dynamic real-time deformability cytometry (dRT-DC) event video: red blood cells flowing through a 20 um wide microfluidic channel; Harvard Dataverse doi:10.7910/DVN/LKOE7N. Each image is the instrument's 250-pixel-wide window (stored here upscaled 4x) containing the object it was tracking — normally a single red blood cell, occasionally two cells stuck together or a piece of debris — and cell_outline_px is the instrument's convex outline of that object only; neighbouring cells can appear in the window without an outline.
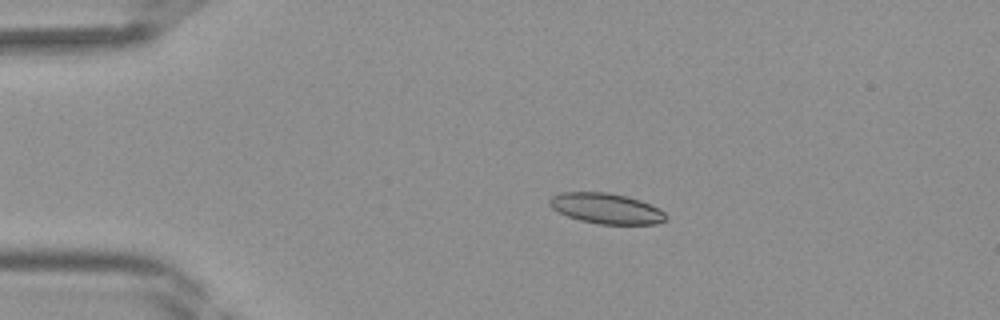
{"species": "Egyptian fruit bat (a non-hibernating species)", "species_latin": "Rousettus aegyptiacus", "temperature_condition": "room temperature", "stored_images_in_passage": 42, "camera_frame_rate_fps": 3000, "um_per_image_px": 0.085, "frame": {"image": 1, "passage_image": 9, "time_ms": 2.667, "image_size_px": [1000, 320], "cell_outline_px": [[668, 220], [656, 224], [600, 224], [580, 220], [568, 216], [552, 208], [548, 204], [548, 200], [552, 196], [564, 192], [608, 192], [640, 200], [660, 208], [668, 216]], "centroid_in_image_um": [51.57, 17.72], "position_along_channel_um": 33.4, "area_um2": 20.69}}
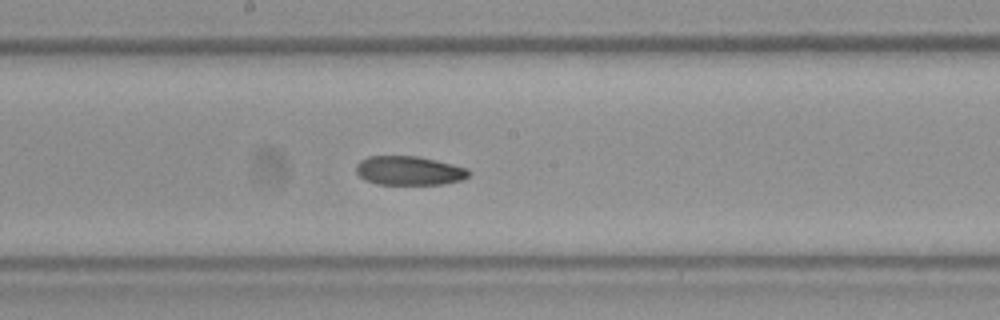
{"frame": {"image": 2, "passage_image": 23, "time_ms": 7.333, "image_size_px": [1000, 320], "cell_outline_px": [[472, 172], [468, 176], [460, 180], [444, 184], [376, 184], [364, 180], [356, 172], [356, 164], [360, 160], [368, 156], [416, 156], [436, 160], [468, 168]], "centroid_in_image_um": [34.76, 14.5], "position_along_channel_um": 213.4, "area_um2": 19.13}}
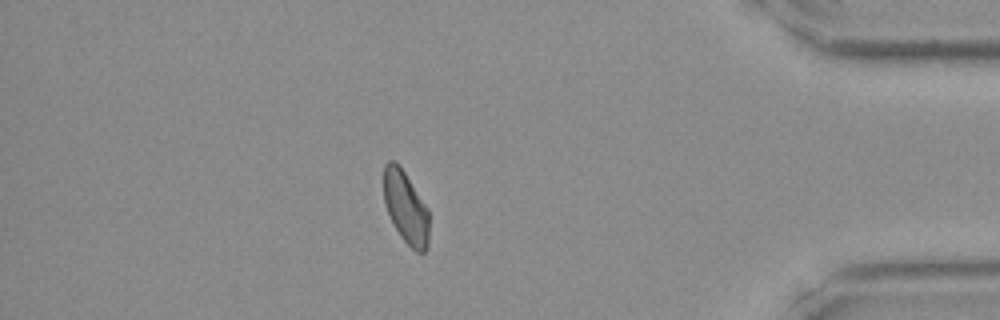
{"frame": {"image": 3, "passage_image": 37, "time_ms": 12.0, "image_size_px": [1000, 320], "cell_outline_px": [[428, 244], [424, 252], [416, 252], [400, 236], [388, 212], [384, 200], [384, 164], [388, 160], [392, 160], [404, 172], [428, 208]], "centroid_in_image_um": [34.49, 17.64], "position_along_channel_um": 400.7, "area_um2": 18.67}}